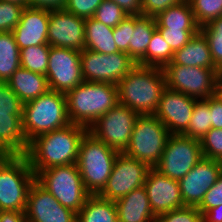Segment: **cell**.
Instances as JSON below:
<instances>
[{
	"label": "cell",
	"mask_w": 222,
	"mask_h": 222,
	"mask_svg": "<svg viewBox=\"0 0 222 222\" xmlns=\"http://www.w3.org/2000/svg\"><path fill=\"white\" fill-rule=\"evenodd\" d=\"M36 175L25 155H6L0 161V211L25 212Z\"/></svg>",
	"instance_id": "obj_6"
},
{
	"label": "cell",
	"mask_w": 222,
	"mask_h": 222,
	"mask_svg": "<svg viewBox=\"0 0 222 222\" xmlns=\"http://www.w3.org/2000/svg\"><path fill=\"white\" fill-rule=\"evenodd\" d=\"M118 4L128 15H142L141 0H111Z\"/></svg>",
	"instance_id": "obj_46"
},
{
	"label": "cell",
	"mask_w": 222,
	"mask_h": 222,
	"mask_svg": "<svg viewBox=\"0 0 222 222\" xmlns=\"http://www.w3.org/2000/svg\"><path fill=\"white\" fill-rule=\"evenodd\" d=\"M221 173V161L203 157L190 172L178 181L184 206L197 207Z\"/></svg>",
	"instance_id": "obj_17"
},
{
	"label": "cell",
	"mask_w": 222,
	"mask_h": 222,
	"mask_svg": "<svg viewBox=\"0 0 222 222\" xmlns=\"http://www.w3.org/2000/svg\"><path fill=\"white\" fill-rule=\"evenodd\" d=\"M209 109L211 128L222 129V100L217 94L209 97Z\"/></svg>",
	"instance_id": "obj_45"
},
{
	"label": "cell",
	"mask_w": 222,
	"mask_h": 222,
	"mask_svg": "<svg viewBox=\"0 0 222 222\" xmlns=\"http://www.w3.org/2000/svg\"><path fill=\"white\" fill-rule=\"evenodd\" d=\"M0 1H4V2H14L20 5H24L25 7L28 6V0H0Z\"/></svg>",
	"instance_id": "obj_51"
},
{
	"label": "cell",
	"mask_w": 222,
	"mask_h": 222,
	"mask_svg": "<svg viewBox=\"0 0 222 222\" xmlns=\"http://www.w3.org/2000/svg\"><path fill=\"white\" fill-rule=\"evenodd\" d=\"M150 167L139 160L119 153L103 190L99 196L116 201L132 190L144 186Z\"/></svg>",
	"instance_id": "obj_13"
},
{
	"label": "cell",
	"mask_w": 222,
	"mask_h": 222,
	"mask_svg": "<svg viewBox=\"0 0 222 222\" xmlns=\"http://www.w3.org/2000/svg\"><path fill=\"white\" fill-rule=\"evenodd\" d=\"M6 156V154L0 150V161Z\"/></svg>",
	"instance_id": "obj_52"
},
{
	"label": "cell",
	"mask_w": 222,
	"mask_h": 222,
	"mask_svg": "<svg viewBox=\"0 0 222 222\" xmlns=\"http://www.w3.org/2000/svg\"><path fill=\"white\" fill-rule=\"evenodd\" d=\"M118 222H155L147 192L144 186L132 190L115 201Z\"/></svg>",
	"instance_id": "obj_21"
},
{
	"label": "cell",
	"mask_w": 222,
	"mask_h": 222,
	"mask_svg": "<svg viewBox=\"0 0 222 222\" xmlns=\"http://www.w3.org/2000/svg\"><path fill=\"white\" fill-rule=\"evenodd\" d=\"M36 181L64 207L78 213L90 195L83 184L77 164L40 170Z\"/></svg>",
	"instance_id": "obj_7"
},
{
	"label": "cell",
	"mask_w": 222,
	"mask_h": 222,
	"mask_svg": "<svg viewBox=\"0 0 222 222\" xmlns=\"http://www.w3.org/2000/svg\"><path fill=\"white\" fill-rule=\"evenodd\" d=\"M66 2L67 0H28V6L53 10L64 8Z\"/></svg>",
	"instance_id": "obj_47"
},
{
	"label": "cell",
	"mask_w": 222,
	"mask_h": 222,
	"mask_svg": "<svg viewBox=\"0 0 222 222\" xmlns=\"http://www.w3.org/2000/svg\"><path fill=\"white\" fill-rule=\"evenodd\" d=\"M22 121L28 143L38 135L69 125L66 94L48 90L24 103Z\"/></svg>",
	"instance_id": "obj_4"
},
{
	"label": "cell",
	"mask_w": 222,
	"mask_h": 222,
	"mask_svg": "<svg viewBox=\"0 0 222 222\" xmlns=\"http://www.w3.org/2000/svg\"><path fill=\"white\" fill-rule=\"evenodd\" d=\"M155 20L157 23L156 28L200 29L188 0L170 6L167 10L155 17Z\"/></svg>",
	"instance_id": "obj_28"
},
{
	"label": "cell",
	"mask_w": 222,
	"mask_h": 222,
	"mask_svg": "<svg viewBox=\"0 0 222 222\" xmlns=\"http://www.w3.org/2000/svg\"><path fill=\"white\" fill-rule=\"evenodd\" d=\"M165 88L163 68L137 64L117 84L118 102L139 115H154Z\"/></svg>",
	"instance_id": "obj_2"
},
{
	"label": "cell",
	"mask_w": 222,
	"mask_h": 222,
	"mask_svg": "<svg viewBox=\"0 0 222 222\" xmlns=\"http://www.w3.org/2000/svg\"><path fill=\"white\" fill-rule=\"evenodd\" d=\"M48 45L82 51L85 49V19L64 8L50 10Z\"/></svg>",
	"instance_id": "obj_15"
},
{
	"label": "cell",
	"mask_w": 222,
	"mask_h": 222,
	"mask_svg": "<svg viewBox=\"0 0 222 222\" xmlns=\"http://www.w3.org/2000/svg\"><path fill=\"white\" fill-rule=\"evenodd\" d=\"M119 154L104 142L87 132L80 143L77 166L84 187L90 195H98L111 175Z\"/></svg>",
	"instance_id": "obj_5"
},
{
	"label": "cell",
	"mask_w": 222,
	"mask_h": 222,
	"mask_svg": "<svg viewBox=\"0 0 222 222\" xmlns=\"http://www.w3.org/2000/svg\"><path fill=\"white\" fill-rule=\"evenodd\" d=\"M24 214L26 222H77V213L62 206L36 180L29 189Z\"/></svg>",
	"instance_id": "obj_16"
},
{
	"label": "cell",
	"mask_w": 222,
	"mask_h": 222,
	"mask_svg": "<svg viewBox=\"0 0 222 222\" xmlns=\"http://www.w3.org/2000/svg\"><path fill=\"white\" fill-rule=\"evenodd\" d=\"M70 123L87 129L118 102L117 85L83 81L66 94Z\"/></svg>",
	"instance_id": "obj_3"
},
{
	"label": "cell",
	"mask_w": 222,
	"mask_h": 222,
	"mask_svg": "<svg viewBox=\"0 0 222 222\" xmlns=\"http://www.w3.org/2000/svg\"><path fill=\"white\" fill-rule=\"evenodd\" d=\"M200 143L203 157L222 162V129L211 128Z\"/></svg>",
	"instance_id": "obj_36"
},
{
	"label": "cell",
	"mask_w": 222,
	"mask_h": 222,
	"mask_svg": "<svg viewBox=\"0 0 222 222\" xmlns=\"http://www.w3.org/2000/svg\"><path fill=\"white\" fill-rule=\"evenodd\" d=\"M163 71L166 87L171 90L197 100L216 95L217 81L221 74L218 69L188 67L171 62L163 68Z\"/></svg>",
	"instance_id": "obj_9"
},
{
	"label": "cell",
	"mask_w": 222,
	"mask_h": 222,
	"mask_svg": "<svg viewBox=\"0 0 222 222\" xmlns=\"http://www.w3.org/2000/svg\"><path fill=\"white\" fill-rule=\"evenodd\" d=\"M169 136L167 127L155 115H139L123 153L154 168L160 161Z\"/></svg>",
	"instance_id": "obj_8"
},
{
	"label": "cell",
	"mask_w": 222,
	"mask_h": 222,
	"mask_svg": "<svg viewBox=\"0 0 222 222\" xmlns=\"http://www.w3.org/2000/svg\"><path fill=\"white\" fill-rule=\"evenodd\" d=\"M210 129L209 98L196 100L188 128L182 134L201 140Z\"/></svg>",
	"instance_id": "obj_30"
},
{
	"label": "cell",
	"mask_w": 222,
	"mask_h": 222,
	"mask_svg": "<svg viewBox=\"0 0 222 222\" xmlns=\"http://www.w3.org/2000/svg\"><path fill=\"white\" fill-rule=\"evenodd\" d=\"M19 67L20 50L12 31L0 32V81L7 82Z\"/></svg>",
	"instance_id": "obj_29"
},
{
	"label": "cell",
	"mask_w": 222,
	"mask_h": 222,
	"mask_svg": "<svg viewBox=\"0 0 222 222\" xmlns=\"http://www.w3.org/2000/svg\"><path fill=\"white\" fill-rule=\"evenodd\" d=\"M203 222H222V205L206 211L203 214Z\"/></svg>",
	"instance_id": "obj_49"
},
{
	"label": "cell",
	"mask_w": 222,
	"mask_h": 222,
	"mask_svg": "<svg viewBox=\"0 0 222 222\" xmlns=\"http://www.w3.org/2000/svg\"><path fill=\"white\" fill-rule=\"evenodd\" d=\"M195 20L201 27L222 16V0H188Z\"/></svg>",
	"instance_id": "obj_34"
},
{
	"label": "cell",
	"mask_w": 222,
	"mask_h": 222,
	"mask_svg": "<svg viewBox=\"0 0 222 222\" xmlns=\"http://www.w3.org/2000/svg\"><path fill=\"white\" fill-rule=\"evenodd\" d=\"M156 26L154 17L135 15V27L131 30V43H129V56L138 65L145 66V53Z\"/></svg>",
	"instance_id": "obj_26"
},
{
	"label": "cell",
	"mask_w": 222,
	"mask_h": 222,
	"mask_svg": "<svg viewBox=\"0 0 222 222\" xmlns=\"http://www.w3.org/2000/svg\"><path fill=\"white\" fill-rule=\"evenodd\" d=\"M77 222H118L115 201L99 195H89L77 213Z\"/></svg>",
	"instance_id": "obj_27"
},
{
	"label": "cell",
	"mask_w": 222,
	"mask_h": 222,
	"mask_svg": "<svg viewBox=\"0 0 222 222\" xmlns=\"http://www.w3.org/2000/svg\"><path fill=\"white\" fill-rule=\"evenodd\" d=\"M128 14L115 2L103 0L93 16L94 19L106 26L115 28Z\"/></svg>",
	"instance_id": "obj_35"
},
{
	"label": "cell",
	"mask_w": 222,
	"mask_h": 222,
	"mask_svg": "<svg viewBox=\"0 0 222 222\" xmlns=\"http://www.w3.org/2000/svg\"><path fill=\"white\" fill-rule=\"evenodd\" d=\"M135 27V15L126 16L119 25L113 28V37L119 51L129 55L131 30Z\"/></svg>",
	"instance_id": "obj_40"
},
{
	"label": "cell",
	"mask_w": 222,
	"mask_h": 222,
	"mask_svg": "<svg viewBox=\"0 0 222 222\" xmlns=\"http://www.w3.org/2000/svg\"><path fill=\"white\" fill-rule=\"evenodd\" d=\"M23 104L7 82L0 81V111L9 112V115H23Z\"/></svg>",
	"instance_id": "obj_41"
},
{
	"label": "cell",
	"mask_w": 222,
	"mask_h": 222,
	"mask_svg": "<svg viewBox=\"0 0 222 222\" xmlns=\"http://www.w3.org/2000/svg\"><path fill=\"white\" fill-rule=\"evenodd\" d=\"M220 205H222V173L215 184L205 193L197 208L203 215L209 209Z\"/></svg>",
	"instance_id": "obj_43"
},
{
	"label": "cell",
	"mask_w": 222,
	"mask_h": 222,
	"mask_svg": "<svg viewBox=\"0 0 222 222\" xmlns=\"http://www.w3.org/2000/svg\"><path fill=\"white\" fill-rule=\"evenodd\" d=\"M196 100L166 87L154 115L167 127L170 134H182L188 128Z\"/></svg>",
	"instance_id": "obj_18"
},
{
	"label": "cell",
	"mask_w": 222,
	"mask_h": 222,
	"mask_svg": "<svg viewBox=\"0 0 222 222\" xmlns=\"http://www.w3.org/2000/svg\"><path fill=\"white\" fill-rule=\"evenodd\" d=\"M103 0H67L64 9L81 18H91Z\"/></svg>",
	"instance_id": "obj_42"
},
{
	"label": "cell",
	"mask_w": 222,
	"mask_h": 222,
	"mask_svg": "<svg viewBox=\"0 0 222 222\" xmlns=\"http://www.w3.org/2000/svg\"><path fill=\"white\" fill-rule=\"evenodd\" d=\"M207 38L215 67L222 73V16L200 27Z\"/></svg>",
	"instance_id": "obj_33"
},
{
	"label": "cell",
	"mask_w": 222,
	"mask_h": 222,
	"mask_svg": "<svg viewBox=\"0 0 222 222\" xmlns=\"http://www.w3.org/2000/svg\"><path fill=\"white\" fill-rule=\"evenodd\" d=\"M182 1L184 0H141L142 15L155 18L170 6Z\"/></svg>",
	"instance_id": "obj_44"
},
{
	"label": "cell",
	"mask_w": 222,
	"mask_h": 222,
	"mask_svg": "<svg viewBox=\"0 0 222 222\" xmlns=\"http://www.w3.org/2000/svg\"><path fill=\"white\" fill-rule=\"evenodd\" d=\"M171 62L188 67L217 69L211 57L208 40L201 31L195 34L185 46L174 52Z\"/></svg>",
	"instance_id": "obj_23"
},
{
	"label": "cell",
	"mask_w": 222,
	"mask_h": 222,
	"mask_svg": "<svg viewBox=\"0 0 222 222\" xmlns=\"http://www.w3.org/2000/svg\"><path fill=\"white\" fill-rule=\"evenodd\" d=\"M216 94L219 96V98L222 100V73L220 74L218 81H217V90Z\"/></svg>",
	"instance_id": "obj_50"
},
{
	"label": "cell",
	"mask_w": 222,
	"mask_h": 222,
	"mask_svg": "<svg viewBox=\"0 0 222 222\" xmlns=\"http://www.w3.org/2000/svg\"><path fill=\"white\" fill-rule=\"evenodd\" d=\"M174 52L156 29L145 53V66L164 68L171 63Z\"/></svg>",
	"instance_id": "obj_31"
},
{
	"label": "cell",
	"mask_w": 222,
	"mask_h": 222,
	"mask_svg": "<svg viewBox=\"0 0 222 222\" xmlns=\"http://www.w3.org/2000/svg\"><path fill=\"white\" fill-rule=\"evenodd\" d=\"M87 132L86 127L70 123L31 140L25 156L34 174L54 166L77 164L80 143Z\"/></svg>",
	"instance_id": "obj_1"
},
{
	"label": "cell",
	"mask_w": 222,
	"mask_h": 222,
	"mask_svg": "<svg viewBox=\"0 0 222 222\" xmlns=\"http://www.w3.org/2000/svg\"><path fill=\"white\" fill-rule=\"evenodd\" d=\"M46 77L50 90L67 94L84 79L80 51L63 47H50Z\"/></svg>",
	"instance_id": "obj_14"
},
{
	"label": "cell",
	"mask_w": 222,
	"mask_h": 222,
	"mask_svg": "<svg viewBox=\"0 0 222 222\" xmlns=\"http://www.w3.org/2000/svg\"><path fill=\"white\" fill-rule=\"evenodd\" d=\"M203 158L200 140L170 134L159 163L154 167L168 178L179 181Z\"/></svg>",
	"instance_id": "obj_10"
},
{
	"label": "cell",
	"mask_w": 222,
	"mask_h": 222,
	"mask_svg": "<svg viewBox=\"0 0 222 222\" xmlns=\"http://www.w3.org/2000/svg\"><path fill=\"white\" fill-rule=\"evenodd\" d=\"M144 187L151 209L156 216L184 207L179 182L168 178L157 169H149Z\"/></svg>",
	"instance_id": "obj_19"
},
{
	"label": "cell",
	"mask_w": 222,
	"mask_h": 222,
	"mask_svg": "<svg viewBox=\"0 0 222 222\" xmlns=\"http://www.w3.org/2000/svg\"><path fill=\"white\" fill-rule=\"evenodd\" d=\"M0 222H26V218L22 212L0 211Z\"/></svg>",
	"instance_id": "obj_48"
},
{
	"label": "cell",
	"mask_w": 222,
	"mask_h": 222,
	"mask_svg": "<svg viewBox=\"0 0 222 222\" xmlns=\"http://www.w3.org/2000/svg\"><path fill=\"white\" fill-rule=\"evenodd\" d=\"M173 52L185 46L200 29L156 28Z\"/></svg>",
	"instance_id": "obj_39"
},
{
	"label": "cell",
	"mask_w": 222,
	"mask_h": 222,
	"mask_svg": "<svg viewBox=\"0 0 222 222\" xmlns=\"http://www.w3.org/2000/svg\"><path fill=\"white\" fill-rule=\"evenodd\" d=\"M24 5L0 1V32L12 31L19 23Z\"/></svg>",
	"instance_id": "obj_38"
},
{
	"label": "cell",
	"mask_w": 222,
	"mask_h": 222,
	"mask_svg": "<svg viewBox=\"0 0 222 222\" xmlns=\"http://www.w3.org/2000/svg\"><path fill=\"white\" fill-rule=\"evenodd\" d=\"M7 84L23 103L36 99L50 90L45 75L22 67L12 74Z\"/></svg>",
	"instance_id": "obj_24"
},
{
	"label": "cell",
	"mask_w": 222,
	"mask_h": 222,
	"mask_svg": "<svg viewBox=\"0 0 222 222\" xmlns=\"http://www.w3.org/2000/svg\"><path fill=\"white\" fill-rule=\"evenodd\" d=\"M50 9L33 8L23 9L19 23L12 30L19 50L38 45H48V23Z\"/></svg>",
	"instance_id": "obj_20"
},
{
	"label": "cell",
	"mask_w": 222,
	"mask_h": 222,
	"mask_svg": "<svg viewBox=\"0 0 222 222\" xmlns=\"http://www.w3.org/2000/svg\"><path fill=\"white\" fill-rule=\"evenodd\" d=\"M50 47V45H38L20 49L21 67L46 76Z\"/></svg>",
	"instance_id": "obj_32"
},
{
	"label": "cell",
	"mask_w": 222,
	"mask_h": 222,
	"mask_svg": "<svg viewBox=\"0 0 222 222\" xmlns=\"http://www.w3.org/2000/svg\"><path fill=\"white\" fill-rule=\"evenodd\" d=\"M22 116L0 111V150L6 155H25L27 151Z\"/></svg>",
	"instance_id": "obj_22"
},
{
	"label": "cell",
	"mask_w": 222,
	"mask_h": 222,
	"mask_svg": "<svg viewBox=\"0 0 222 222\" xmlns=\"http://www.w3.org/2000/svg\"><path fill=\"white\" fill-rule=\"evenodd\" d=\"M138 117V113L118 103L106 114L100 116L88 128V132L110 148L123 153L129 145Z\"/></svg>",
	"instance_id": "obj_11"
},
{
	"label": "cell",
	"mask_w": 222,
	"mask_h": 222,
	"mask_svg": "<svg viewBox=\"0 0 222 222\" xmlns=\"http://www.w3.org/2000/svg\"><path fill=\"white\" fill-rule=\"evenodd\" d=\"M84 81L117 85L137 63L125 52L103 54L88 49L80 51Z\"/></svg>",
	"instance_id": "obj_12"
},
{
	"label": "cell",
	"mask_w": 222,
	"mask_h": 222,
	"mask_svg": "<svg viewBox=\"0 0 222 222\" xmlns=\"http://www.w3.org/2000/svg\"><path fill=\"white\" fill-rule=\"evenodd\" d=\"M155 222H203V215L194 206H184L156 216Z\"/></svg>",
	"instance_id": "obj_37"
},
{
	"label": "cell",
	"mask_w": 222,
	"mask_h": 222,
	"mask_svg": "<svg viewBox=\"0 0 222 222\" xmlns=\"http://www.w3.org/2000/svg\"><path fill=\"white\" fill-rule=\"evenodd\" d=\"M85 49L103 54L120 52L113 37V28L93 17L85 19Z\"/></svg>",
	"instance_id": "obj_25"
}]
</instances>
